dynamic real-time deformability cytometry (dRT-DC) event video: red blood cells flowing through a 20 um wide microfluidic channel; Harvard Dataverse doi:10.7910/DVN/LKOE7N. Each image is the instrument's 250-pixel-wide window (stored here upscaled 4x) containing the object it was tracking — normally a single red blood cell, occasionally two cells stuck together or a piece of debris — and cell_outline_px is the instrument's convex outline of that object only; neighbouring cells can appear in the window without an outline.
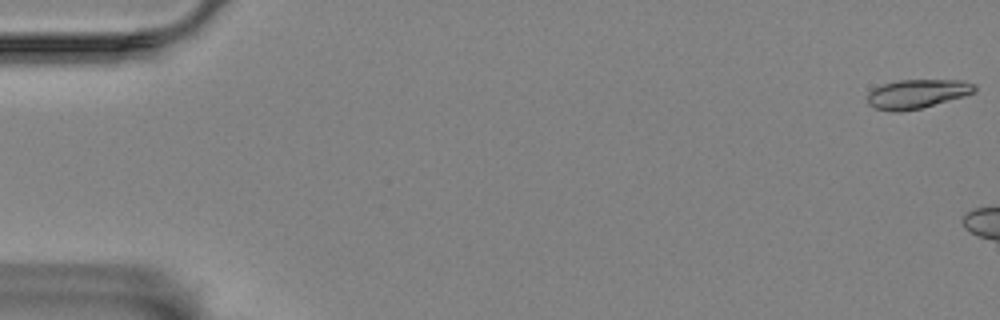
{"species": "Egyptian fruit bat (a non-hibernating species)", "species_latin": "Rousettus aegyptiacus", "temperature_condition": "room temperature", "stored_images_in_passage": 8, "camera_frame_rate_fps": 3000, "um_per_image_px": 0.085, "animal": {"sex": "female"}, "frame": {"image": 1, "passage_image": 1, "time_ms": 0.0, "image_size_px": [1000, 320], "cell_outline_px": [[976, 92], [964, 96], [920, 108], [900, 112], [892, 112], [872, 108], [868, 104], [868, 92], [872, 88], [884, 84], [900, 80], [964, 80], [976, 84]], "centroid_in_image_um": [77.94, 7.98], "position_along_channel_um": 7.1, "area_um2": 18.26}}